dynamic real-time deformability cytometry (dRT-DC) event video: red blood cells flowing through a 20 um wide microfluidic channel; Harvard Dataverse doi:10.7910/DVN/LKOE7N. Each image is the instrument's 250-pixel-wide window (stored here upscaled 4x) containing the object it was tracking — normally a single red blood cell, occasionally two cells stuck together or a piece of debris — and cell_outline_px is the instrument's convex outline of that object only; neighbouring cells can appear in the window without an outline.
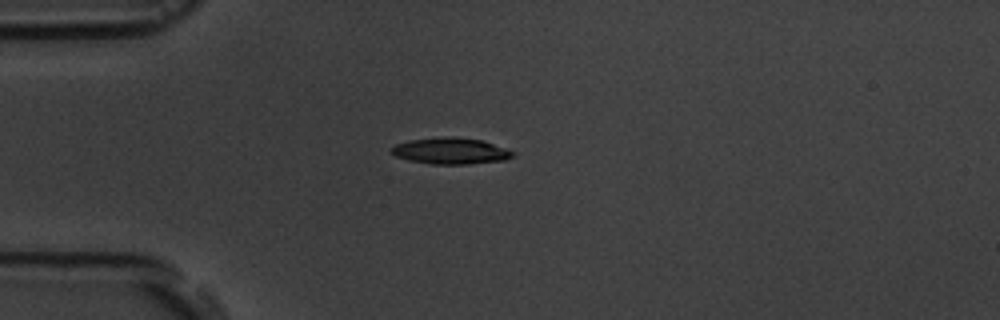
{"species": "common noctule bat (a hibernating species)", "species_latin": "Nyctalus noctula", "temperature_condition": "room temperature", "stored_images_in_passage": 3, "camera_frame_rate_fps": 3000, "um_per_image_px": 0.085, "animal": {"sex": "male", "body_mass_g": 19.5, "forearm_length_mm": 54.6}, "frame": {"image": 1, "passage_image": 3, "time_ms": 2.333, "image_size_px": [1000, 320], "cell_outline_px": [[516, 152], [512, 156], [504, 160], [468, 164], [432, 164], [408, 160], [396, 156], [388, 152], [388, 148], [396, 144], [408, 140], [444, 136], [452, 136], [484, 140]], "centroid_in_image_um": [38.26, 12.82], "position_along_channel_um": 46.7, "area_um2": 18.9}}